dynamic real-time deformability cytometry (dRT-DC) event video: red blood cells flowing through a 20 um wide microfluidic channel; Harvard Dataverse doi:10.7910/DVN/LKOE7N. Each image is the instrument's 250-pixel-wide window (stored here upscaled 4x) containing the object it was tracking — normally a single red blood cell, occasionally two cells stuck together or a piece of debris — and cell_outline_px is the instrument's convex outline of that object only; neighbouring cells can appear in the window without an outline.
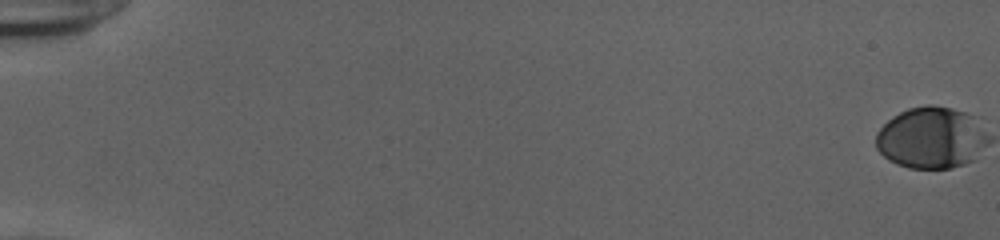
{"species": "human", "species_latin": "Homo sapiens", "temperature_condition": "cold", "stored_images_in_passage": 21, "camera_frame_rate_fps": 3000, "um_per_image_px": 0.085, "donor": {"sex": "female"}, "frame": {"image": 1, "passage_image": 1, "time_ms": 0.0, "image_size_px": [1000, 240], "cell_outline_px": [[976, 160], [952, 168], [908, 168], [896, 164], [888, 160], [876, 148], [876, 132], [892, 116], [908, 108], [928, 104], [952, 108], [964, 112], [972, 116], [976, 156]], "centroid_in_image_um": [78.88, 11.72], "position_along_channel_um": 6.1, "area_um2": 37.92}}
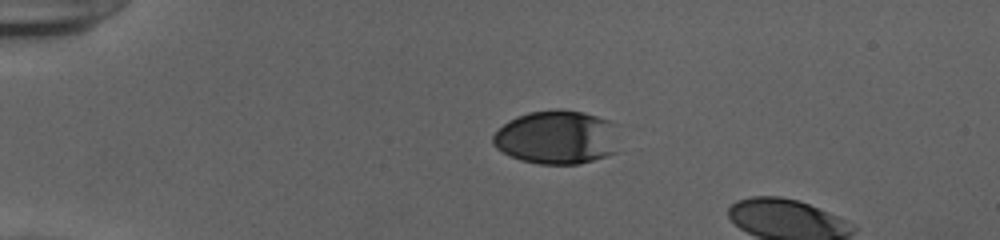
{"frame": {"image": 2, "passage_image": 15, "time_ms": 4.667, "image_size_px": [1000, 240], "cell_outline_px": [[620, 152], [580, 164], [540, 164], [520, 160], [496, 148], [492, 144], [492, 136], [508, 120], [516, 116], [528, 112], [556, 108], [560, 108], [584, 112], [608, 120]], "centroid_in_image_um": [47.29, 11.67], "position_along_channel_um": 37.7, "area_um2": 39.54}}